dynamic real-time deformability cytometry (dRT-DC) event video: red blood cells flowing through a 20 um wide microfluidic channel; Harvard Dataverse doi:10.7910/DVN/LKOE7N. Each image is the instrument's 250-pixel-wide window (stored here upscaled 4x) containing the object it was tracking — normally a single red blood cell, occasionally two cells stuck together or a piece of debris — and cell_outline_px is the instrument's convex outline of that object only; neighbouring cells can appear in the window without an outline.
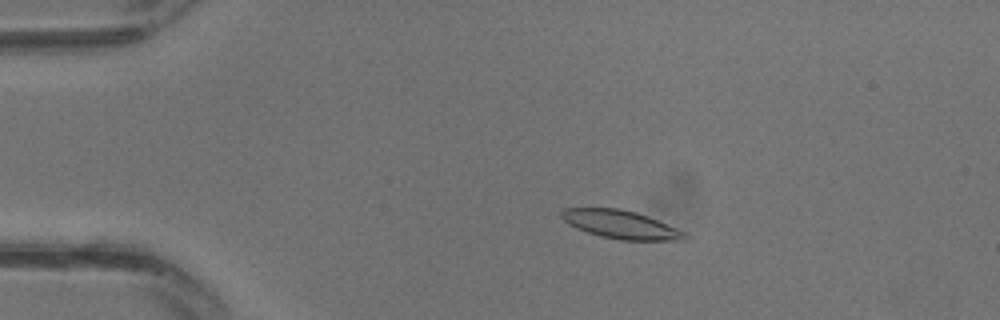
{"species": "common noctule bat (a hibernating species)", "species_latin": "Nyctalus noctula", "temperature_condition": "warm", "stored_images_in_passage": 16, "camera_frame_rate_fps": 3000, "um_per_image_px": 0.085, "animal": {"sex": "male", "body_mass_g": 13.3}, "frame": {"image": 1, "passage_image": 6, "time_ms": 1.667, "image_size_px": [1000, 320], "cell_outline_px": [[688, 236], [684, 240], [620, 240], [600, 236], [576, 228], [568, 224], [560, 216], [560, 212], [564, 208], [620, 208], [636, 212], [648, 216], [688, 232]], "centroid_in_image_um": [52.79, 19.08], "position_along_channel_um": 32.2, "area_um2": 20.46}}
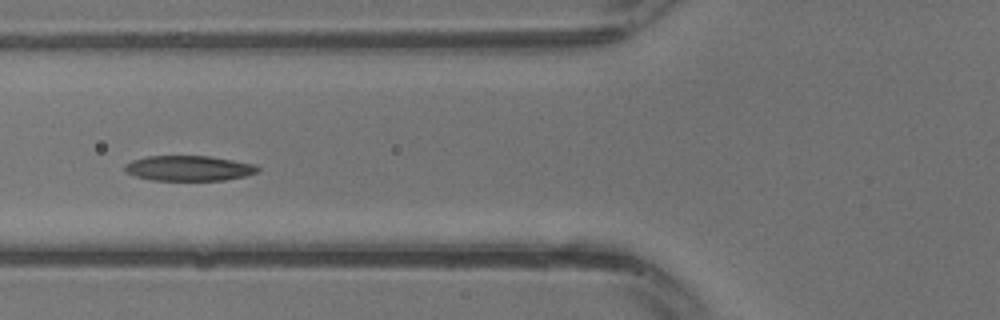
{"frame": {"image": 2, "passage_image": 12, "time_ms": 3.667, "image_size_px": [1000, 320], "cell_outline_px": [[260, 172], [244, 176], [224, 180], [152, 180], [136, 176], [124, 172], [124, 164], [132, 160], [148, 156], [208, 156], [256, 164], [260, 168]], "centroid_in_image_um": [16.05, 14.3], "position_along_channel_um": 109.7, "area_um2": 19.59}}